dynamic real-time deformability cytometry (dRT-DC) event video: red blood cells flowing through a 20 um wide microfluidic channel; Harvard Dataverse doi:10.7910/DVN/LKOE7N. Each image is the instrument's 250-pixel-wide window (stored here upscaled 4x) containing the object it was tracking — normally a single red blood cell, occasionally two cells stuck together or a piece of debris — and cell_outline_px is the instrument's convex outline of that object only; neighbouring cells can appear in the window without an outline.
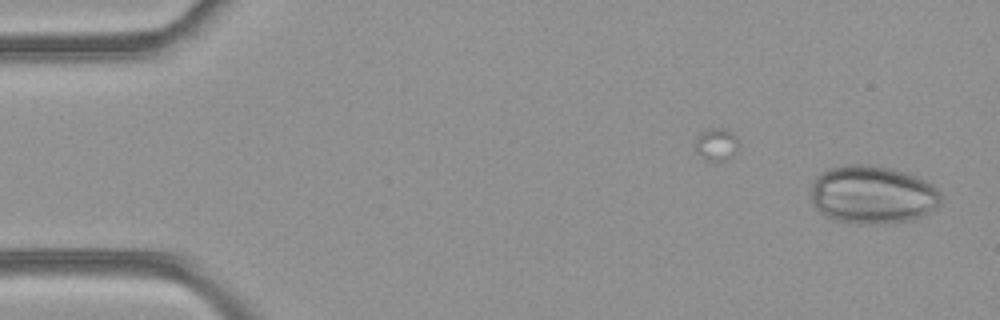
{"species": "common noctule bat (a hibernating species)", "species_latin": "Nyctalus noctula", "temperature_condition": "room temperature", "stored_images_in_passage": 45, "camera_frame_rate_fps": 3000, "um_per_image_px": 0.085, "animal": {"sex": "female", "body_mass_g": 21.9}, "frame": {"image": 1, "passage_image": 1, "time_ms": 0.0, "image_size_px": [1000, 320], "cell_outline_px": [[940, 204], [936, 208], [912, 220], [884, 224], [852, 224], [836, 220], [824, 216], [812, 204], [812, 184], [816, 176], [820, 172], [828, 168], [848, 164], [872, 164], [892, 168], [916, 176], [932, 184], [940, 192]], "centroid_in_image_um": [74.14, 16.55], "position_along_channel_um": 10.9, "area_um2": 44.56}}
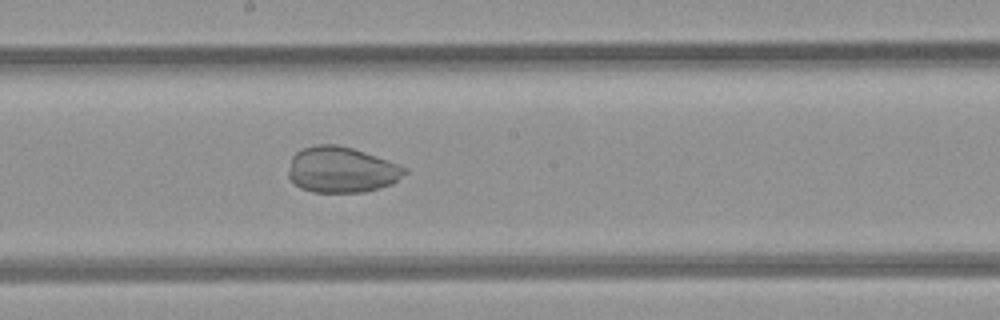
{"frame": {"image": 2, "passage_image": 26, "time_ms": 8.333, "image_size_px": [1000, 320], "cell_outline_px": [[408, 172], [392, 184], [380, 188], [364, 192], [312, 192], [300, 188], [288, 176], [288, 172], [292, 156], [296, 152], [304, 148], [316, 144], [336, 144], [352, 148], [364, 152], [408, 168]], "centroid_in_image_um": [29.03, 14.43], "position_along_channel_um": 219.2, "area_um2": 30.98}}
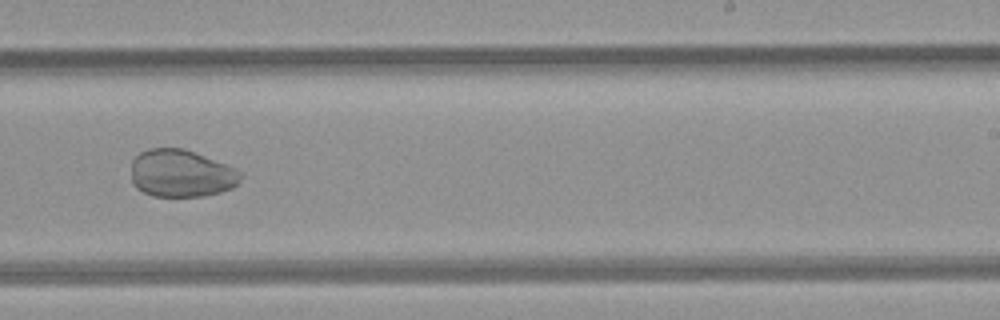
{"frame": {"image": 3, "passage_image": 30, "time_ms": 9.667, "image_size_px": [1000, 320], "cell_outline_px": [[244, 176], [232, 188], [220, 192], [204, 196], [152, 196], [136, 188], [132, 184], [132, 160], [140, 152], [148, 148], [184, 148], [196, 152], [236, 168], [244, 172]], "centroid_in_image_um": [15.42, 14.73], "position_along_channel_um": 273.6, "area_um2": 30.63}}